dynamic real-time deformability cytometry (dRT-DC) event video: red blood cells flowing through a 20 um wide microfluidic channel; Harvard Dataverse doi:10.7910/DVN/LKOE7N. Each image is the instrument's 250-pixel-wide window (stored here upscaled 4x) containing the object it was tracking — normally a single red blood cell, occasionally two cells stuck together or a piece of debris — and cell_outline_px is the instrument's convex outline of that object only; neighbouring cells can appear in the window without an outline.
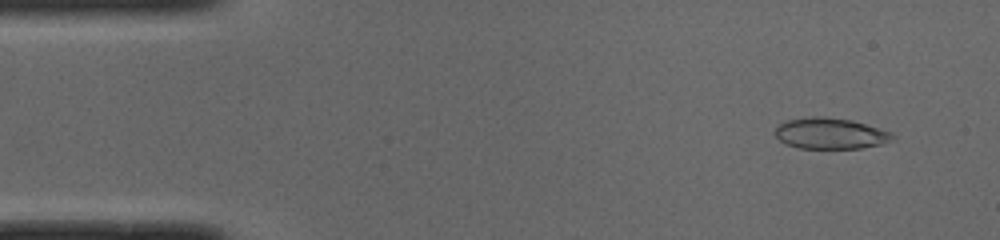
{"species": "common noctule bat (a hibernating species)", "species_latin": "Nyctalus noctula", "temperature_condition": "cold", "stored_images_in_passage": 50, "camera_frame_rate_fps": 3000, "um_per_image_px": 0.085, "animal": {"sex": "male", "body_mass_g": 19.0, "forearm_length_mm": 50.8}, "frame": {"image": 1, "passage_image": 4, "time_ms": 1.0, "image_size_px": [1000, 240], "cell_outline_px": [[892, 136], [888, 140], [880, 144], [860, 148], [800, 148], [788, 144], [780, 140], [776, 136], [776, 128], [780, 124], [788, 120], [816, 116], [820, 116], [852, 120], [888, 132]], "centroid_in_image_um": [70.51, 11.34], "position_along_channel_um": 14.5, "area_um2": 20.46}}
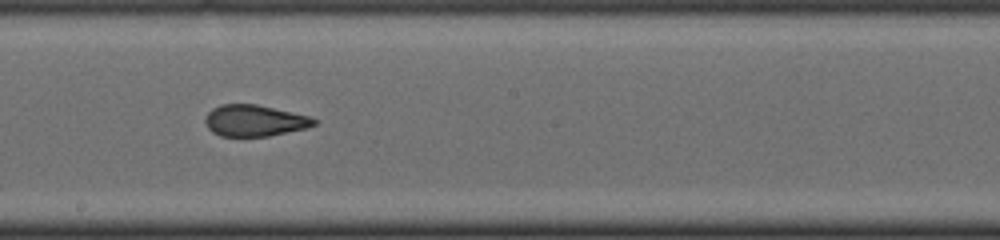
{"frame": {"image": 2, "passage_image": 27, "time_ms": 8.667, "image_size_px": [1000, 240], "cell_outline_px": [[320, 120], [316, 124], [308, 128], [268, 136], [220, 136], [212, 132], [208, 128], [204, 120], [208, 112], [212, 108], [220, 104], [256, 104], [312, 116]], "centroid_in_image_um": [21.67, 10.25], "position_along_channel_um": 226.5, "area_um2": 20.17}}
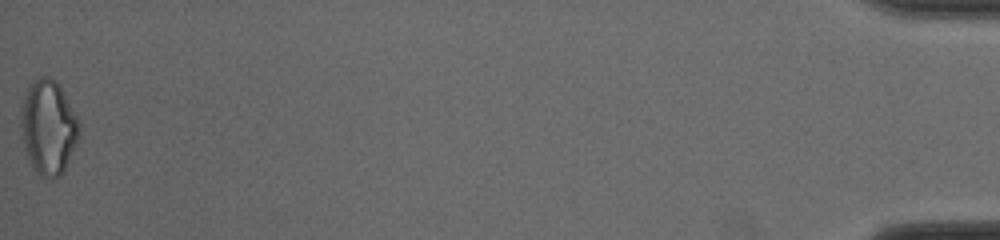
{"frame": {"image": 3, "passage_image": 50, "time_ms": 16.333, "image_size_px": [1000, 240], "cell_outline_px": [[80, 136], [64, 172], [60, 176], [52, 180], [40, 176], [28, 160], [24, 144], [20, 108], [24, 96], [28, 88], [40, 76], [48, 76], [56, 80], [76, 116], [80, 124]], "centroid_in_image_um": [4.13, 10.86], "position_along_channel_um": 431.1, "area_um2": 31.91}, "authors_computed_cell_mechanics": {"area_um2": 21.3282, "velocity_mm_per_s": 4.0024, "shape_relaxation_time_tau1_ms": null, "shape_relaxation_time_tau2_ms": 0.9607, "deformation_change_tau1": null, "deformation_change_tau2": 0.0671}}